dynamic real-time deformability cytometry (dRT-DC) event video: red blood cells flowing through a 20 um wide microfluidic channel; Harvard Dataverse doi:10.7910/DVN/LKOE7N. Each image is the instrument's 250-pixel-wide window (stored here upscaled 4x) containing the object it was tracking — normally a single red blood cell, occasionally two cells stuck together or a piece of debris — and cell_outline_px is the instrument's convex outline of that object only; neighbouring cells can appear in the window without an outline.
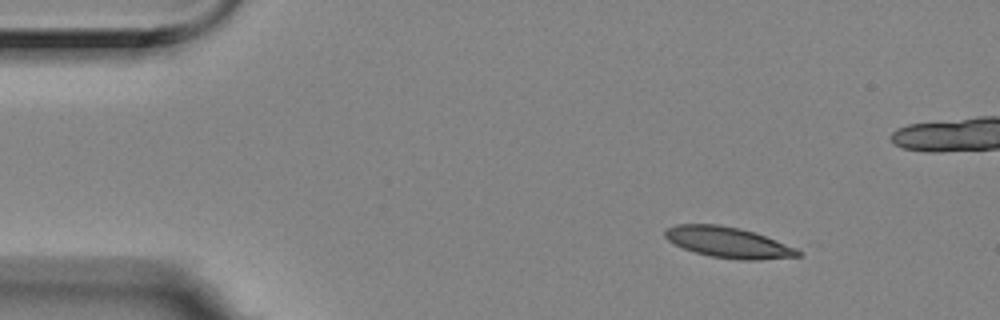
{"species": "Egyptian fruit bat (a non-hibernating species)", "species_latin": "Rousettus aegyptiacus", "temperature_condition": "room temperature", "stored_images_in_passage": 3, "camera_frame_rate_fps": 3000, "um_per_image_px": 0.085, "animal": {"sex": "female"}, "frame": {"image": 1, "passage_image": 1, "time_ms": 0.0, "image_size_px": [1000, 320], "cell_outline_px": [[800, 256], [760, 260], [740, 260], [712, 256], [696, 252], [684, 248], [668, 240], [664, 236], [664, 232], [668, 228], [676, 224], [720, 224], [740, 228], [756, 232], [796, 248], [800, 252]], "centroid_in_image_um": [61.91, 20.59], "position_along_channel_um": 23.1, "area_um2": 23.7}}